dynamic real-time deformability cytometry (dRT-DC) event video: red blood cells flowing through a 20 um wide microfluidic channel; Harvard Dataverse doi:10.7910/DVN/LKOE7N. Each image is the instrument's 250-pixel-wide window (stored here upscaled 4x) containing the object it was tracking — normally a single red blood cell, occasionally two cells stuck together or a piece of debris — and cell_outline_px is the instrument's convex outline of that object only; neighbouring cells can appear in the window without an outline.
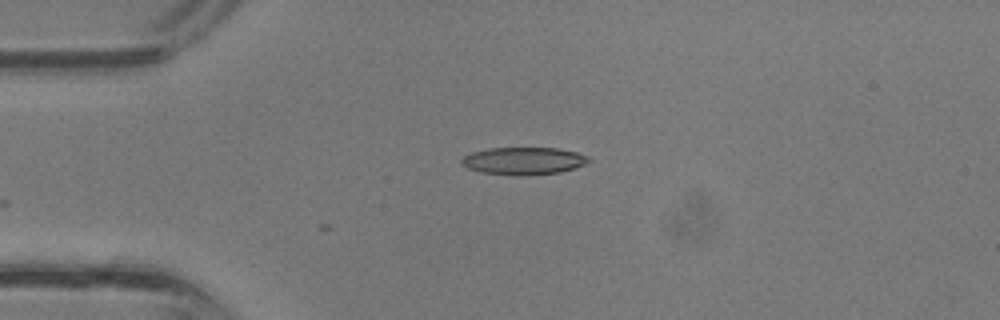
{"species": "common noctule bat (a hibernating species)", "species_latin": "Nyctalus noctula", "temperature_condition": "room temperature", "stored_images_in_passage": 2, "camera_frame_rate_fps": 3000, "um_per_image_px": 0.085, "animal": {"sex": "male", "body_mass_g": 13.3}, "frame": {"image": 1, "passage_image": 2, "time_ms": 0.333, "image_size_px": [1000, 320], "cell_outline_px": [[592, 160], [584, 164], [560, 172], [480, 172], [468, 168], [460, 164], [460, 160], [464, 156], [472, 152], [488, 148], [556, 148], [576, 152], [588, 156]], "centroid_in_image_um": [44.49, 13.61], "position_along_channel_um": 40.5, "area_um2": 19.13}}